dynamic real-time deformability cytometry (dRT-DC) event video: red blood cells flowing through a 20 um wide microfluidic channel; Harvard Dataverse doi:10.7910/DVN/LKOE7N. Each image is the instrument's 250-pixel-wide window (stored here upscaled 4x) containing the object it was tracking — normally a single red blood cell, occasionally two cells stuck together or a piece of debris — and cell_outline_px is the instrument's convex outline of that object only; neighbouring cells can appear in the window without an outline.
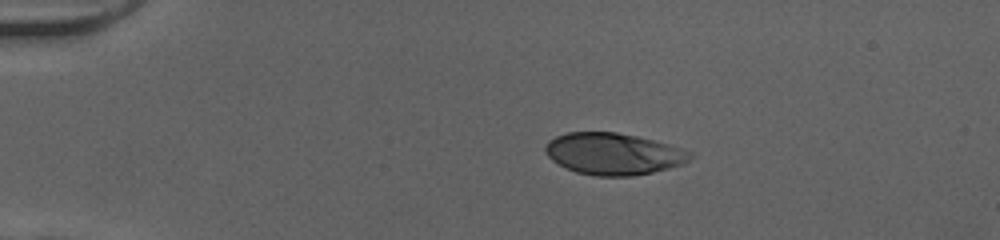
{"species": "human", "species_latin": "Homo sapiens", "temperature_condition": "cold", "stored_images_in_passage": 41, "camera_frame_rate_fps": 3000, "um_per_image_px": 0.085, "donor": {"sex": "female"}, "frame": {"image": 1, "passage_image": 1, "time_ms": 0.0, "image_size_px": [1000, 240], "cell_outline_px": [[692, 156], [684, 164], [652, 172], [632, 176], [596, 176], [576, 172], [552, 160], [544, 152], [544, 144], [548, 140], [556, 136], [568, 132], [616, 132], [636, 136], [668, 144], [692, 152]], "centroid_in_image_um": [52.11, 13.07], "position_along_channel_um": 32.9, "area_um2": 35.08}}
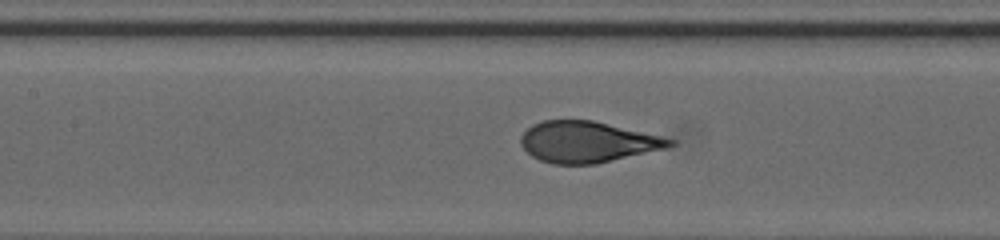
{"frame": {"image": 2, "passage_image": 15, "time_ms": 4.667, "image_size_px": [1000, 240], "cell_outline_px": [[676, 144], [664, 148], [596, 164], [552, 164], [540, 160], [532, 156], [520, 144], [520, 136], [532, 124], [544, 120], [592, 120], [660, 136], [676, 140]], "centroid_in_image_um": [49.89, 12.06], "position_along_channel_um": 157.5, "area_um2": 35.32}}
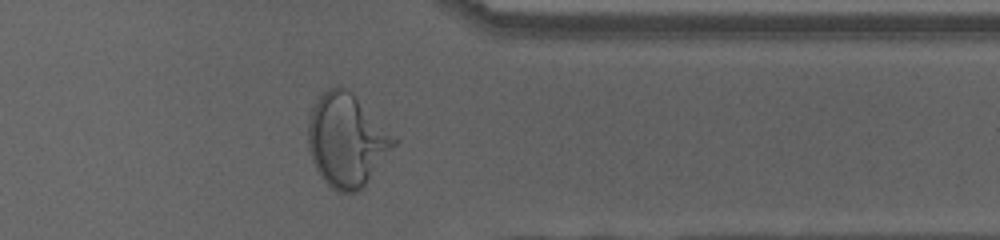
{"frame": {"image": 3, "passage_image": 32, "time_ms": 10.333, "image_size_px": [1000, 240], "cell_outline_px": [[400, 140], [364, 188], [356, 192], [340, 192], [332, 188], [320, 176], [312, 160], [308, 148], [308, 120], [312, 108], [320, 96], [328, 88], [344, 88], [352, 92]], "centroid_in_image_um": [29.51, 11.94], "position_along_channel_um": 381.9, "area_um2": 46.64}, "authors_computed_cell_mechanics": {"area_um2": 36.5296, "velocity_mm_per_s": 4.0412, "shape_relaxation_time_tau1_ms": 4.8499, "shape_relaxation_time_tau2_ms": null, "deformation_change_tau1": 0.2364, "deformation_change_tau2": null}}